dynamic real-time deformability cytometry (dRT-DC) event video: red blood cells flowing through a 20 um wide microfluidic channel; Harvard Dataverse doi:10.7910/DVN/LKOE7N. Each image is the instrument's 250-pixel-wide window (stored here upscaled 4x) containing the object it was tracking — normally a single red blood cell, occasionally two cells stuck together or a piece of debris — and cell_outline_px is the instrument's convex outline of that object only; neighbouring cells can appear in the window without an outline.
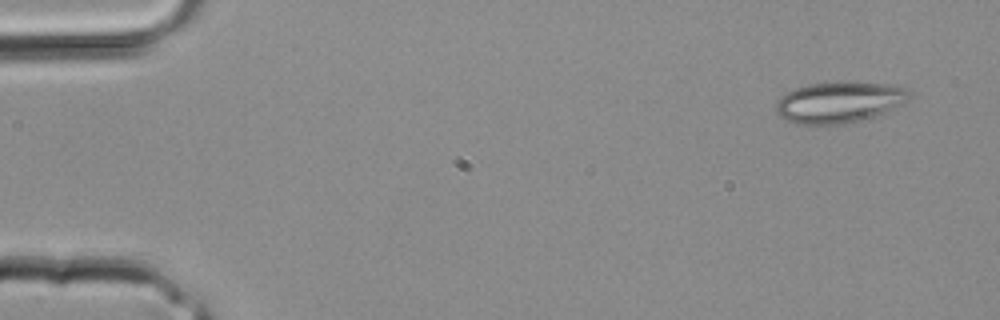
{"species": "common noctule bat (a hibernating species)", "species_latin": "Nyctalus noctula", "temperature_condition": "room temperature", "stored_images_in_passage": 4, "camera_frame_rate_fps": 3000, "um_per_image_px": 0.085, "animal": {"sex": "male", "body_mass_g": 20.4}, "frame": {"image": 1, "passage_image": 1, "time_ms": 0.0, "image_size_px": [1000, 320], "cell_outline_px": [[912, 92], [908, 100], [868, 120], [844, 124], [796, 124], [784, 120], [776, 112], [776, 104], [780, 96], [796, 88], [808, 84], [836, 80], [852, 80], [896, 84]], "centroid_in_image_um": [71.36, 8.66], "position_along_channel_um": 13.6, "area_um2": 32.95}}